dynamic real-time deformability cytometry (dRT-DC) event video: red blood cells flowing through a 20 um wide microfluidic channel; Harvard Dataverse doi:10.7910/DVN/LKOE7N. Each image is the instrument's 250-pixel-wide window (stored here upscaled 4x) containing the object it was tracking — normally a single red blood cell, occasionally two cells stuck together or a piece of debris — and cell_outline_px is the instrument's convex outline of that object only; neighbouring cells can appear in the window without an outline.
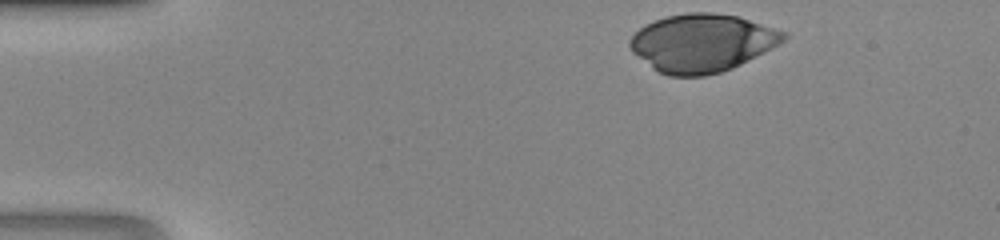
{"species": "human", "species_latin": "Homo sapiens", "temperature_condition": "room temperature", "stored_images_in_passage": 27, "camera_frame_rate_fps": 3000, "um_per_image_px": 0.085, "donor": {"sex": "male"}, "frame": {"image": 1, "passage_image": 1, "time_ms": 0.0, "image_size_px": [1000, 240], "cell_outline_px": [[788, 36], [784, 40], [740, 64], [732, 68], [720, 72], [704, 76], [668, 76], [652, 68], [632, 52], [628, 44], [628, 40], [644, 24], [664, 16], [688, 12], [712, 12], [736, 16], [784, 32]], "centroid_in_image_um": [59.59, 3.64], "position_along_channel_um": 25.4, "area_um2": 51.38}}